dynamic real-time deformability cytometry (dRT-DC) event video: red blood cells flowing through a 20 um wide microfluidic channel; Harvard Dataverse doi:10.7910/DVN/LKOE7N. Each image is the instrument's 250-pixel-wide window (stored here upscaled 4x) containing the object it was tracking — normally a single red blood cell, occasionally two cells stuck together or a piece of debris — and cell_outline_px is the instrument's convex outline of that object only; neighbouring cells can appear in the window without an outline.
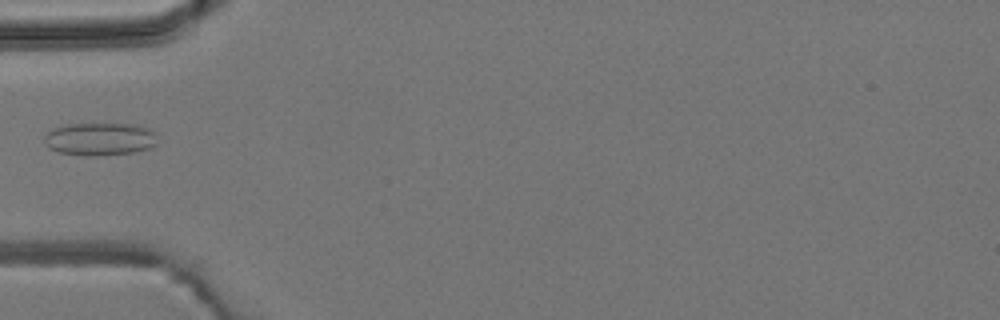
{"species": "common noctule bat (a hibernating species)", "species_latin": "Nyctalus noctula", "temperature_condition": "room temperature", "stored_images_in_passage": 5, "camera_frame_rate_fps": 3000, "um_per_image_px": 0.085, "animal": {"sex": "male", "body_mass_g": 19.2, "forearm_length_mm": 51.8}, "frame": {"image": 1, "passage_image": 5, "time_ms": 5.0, "image_size_px": [1000, 320], "cell_outline_px": [[156, 144], [148, 148], [136, 152], [96, 156], [88, 156], [60, 152], [48, 148], [44, 144], [44, 136], [52, 128], [68, 124], [132, 124], [148, 128], [156, 132]], "centroid_in_image_um": [8.47, 11.82], "position_along_channel_um": 76.5, "area_um2": 21.73}}